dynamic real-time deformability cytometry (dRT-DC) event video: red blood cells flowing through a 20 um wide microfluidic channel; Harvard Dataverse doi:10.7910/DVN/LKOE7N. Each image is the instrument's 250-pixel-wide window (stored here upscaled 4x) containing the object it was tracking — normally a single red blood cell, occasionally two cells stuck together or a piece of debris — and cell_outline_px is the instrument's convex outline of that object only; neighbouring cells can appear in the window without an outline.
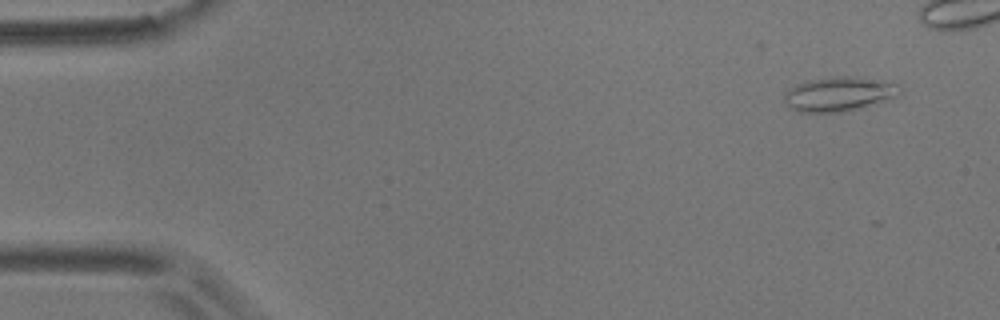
{"species": "common noctule bat (a hibernating species)", "species_latin": "Nyctalus noctula", "temperature_condition": "room temperature", "stored_images_in_passage": 6, "camera_frame_rate_fps": 3000, "um_per_image_px": 0.085, "animal": {"sex": "male", "body_mass_g": 17.9}, "frame": {"image": 1, "passage_image": 2, "time_ms": 1.0, "image_size_px": [1000, 320], "cell_outline_px": [[900, 92], [896, 96], [860, 108], [840, 112], [796, 112], [788, 108], [784, 104], [784, 92], [788, 88], [796, 84], [808, 80], [832, 76], [848, 76], [880, 80], [900, 84]], "centroid_in_image_um": [71.23, 7.99], "position_along_channel_um": 13.8, "area_um2": 23.29}}